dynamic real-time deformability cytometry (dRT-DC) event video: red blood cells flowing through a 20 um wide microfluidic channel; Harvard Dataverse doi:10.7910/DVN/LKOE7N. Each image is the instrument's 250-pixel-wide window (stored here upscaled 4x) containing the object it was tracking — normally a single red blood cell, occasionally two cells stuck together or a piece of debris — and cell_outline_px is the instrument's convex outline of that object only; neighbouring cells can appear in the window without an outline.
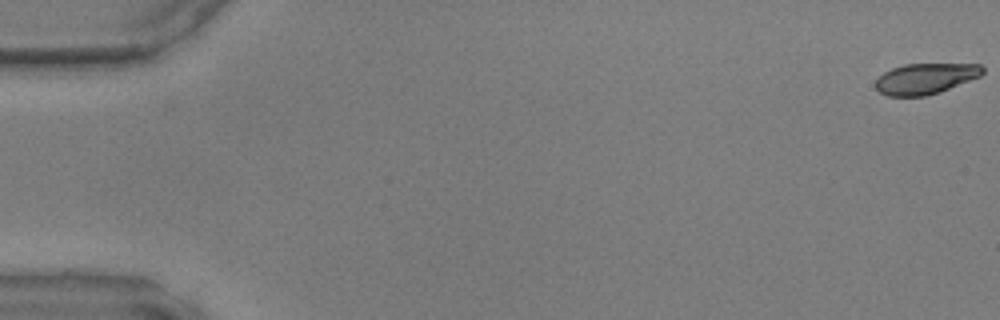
{"species": "common noctule bat (a hibernating species)", "species_latin": "Nyctalus noctula", "temperature_condition": "warm", "stored_images_in_passage": 12, "camera_frame_rate_fps": 3000, "um_per_image_px": 0.085, "animal": {"sex": "male", "body_mass_g": 17.9, "forearm_length_mm": 54.2}, "frame": {"image": 1, "passage_image": 1, "time_ms": 0.0, "image_size_px": [1000, 320], "cell_outline_px": [[984, 72], [980, 76], [940, 92], [924, 96], [888, 96], [880, 92], [876, 88], [876, 80], [884, 72], [892, 68], [904, 64], [980, 64], [984, 68]], "centroid_in_image_um": [78.66, 6.68], "position_along_channel_um": 6.3, "area_um2": 19.07}}